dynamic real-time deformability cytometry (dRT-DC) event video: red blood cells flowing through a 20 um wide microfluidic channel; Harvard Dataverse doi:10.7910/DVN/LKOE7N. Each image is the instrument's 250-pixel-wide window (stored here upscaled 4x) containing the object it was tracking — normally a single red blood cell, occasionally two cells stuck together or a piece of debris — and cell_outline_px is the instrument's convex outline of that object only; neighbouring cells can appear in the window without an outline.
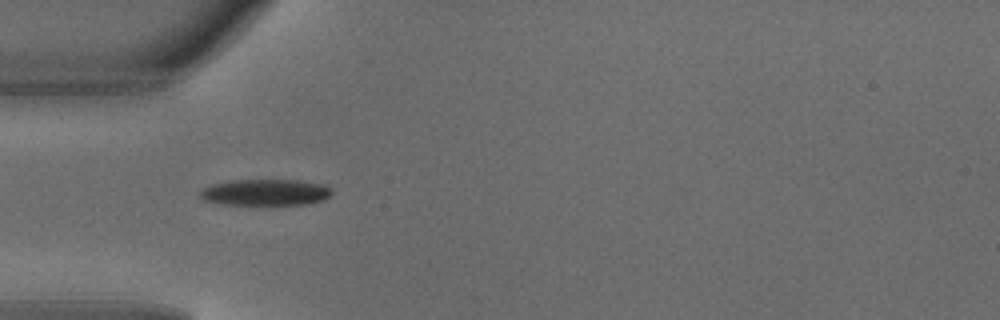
{"species": "common noctule bat (a hibernating species)", "species_latin": "Nyctalus noctula", "temperature_condition": "warm", "stored_images_in_passage": 4, "camera_frame_rate_fps": 3000, "um_per_image_px": 0.085, "animal": {"sex": "male", "body_mass_g": 18.8}, "frame": {"image": 1, "passage_image": 2, "time_ms": 0.333, "image_size_px": [1000, 320], "cell_outline_px": [[332, 192], [324, 200], [308, 204], [220, 204], [204, 200], [200, 196], [200, 192], [204, 188], [212, 184], [232, 180], [300, 180], [324, 184], [332, 188]], "centroid_in_image_um": [22.6, 16.34], "position_along_channel_um": 62.4, "area_um2": 20.17}}
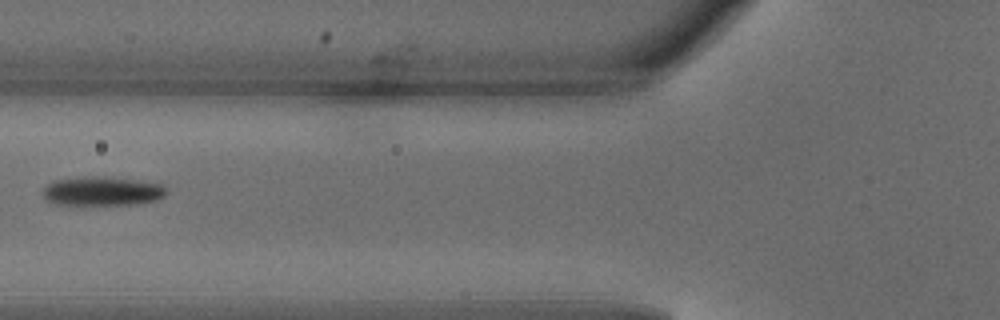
{"frame": {"image": 2, "passage_image": 3, "time_ms": 0.667, "image_size_px": [1000, 320], "cell_outline_px": [[164, 196], [156, 200], [136, 204], [56, 204], [48, 200], [40, 192], [52, 180], [84, 176], [100, 176], [164, 184]], "centroid_in_image_um": [8.64, 16.24], "position_along_channel_um": 117.2, "area_um2": 20.69}}
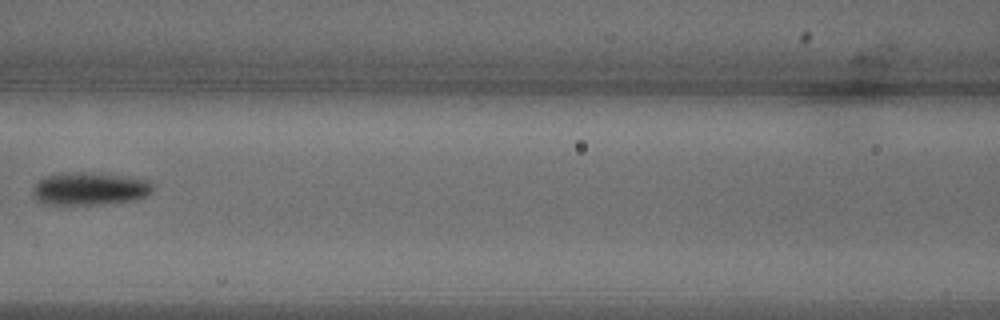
{"frame": {"image": 3, "passage_image": 4, "time_ms": 1.0, "image_size_px": [1000, 320], "cell_outline_px": [[152, 192], [136, 200], [112, 204], [44, 204], [32, 192], [36, 184], [40, 180], [48, 176], [64, 172], [100, 172], [148, 180], [152, 184]], "centroid_in_image_um": [7.68, 16.03], "position_along_channel_um": 158.9, "area_um2": 22.95}}